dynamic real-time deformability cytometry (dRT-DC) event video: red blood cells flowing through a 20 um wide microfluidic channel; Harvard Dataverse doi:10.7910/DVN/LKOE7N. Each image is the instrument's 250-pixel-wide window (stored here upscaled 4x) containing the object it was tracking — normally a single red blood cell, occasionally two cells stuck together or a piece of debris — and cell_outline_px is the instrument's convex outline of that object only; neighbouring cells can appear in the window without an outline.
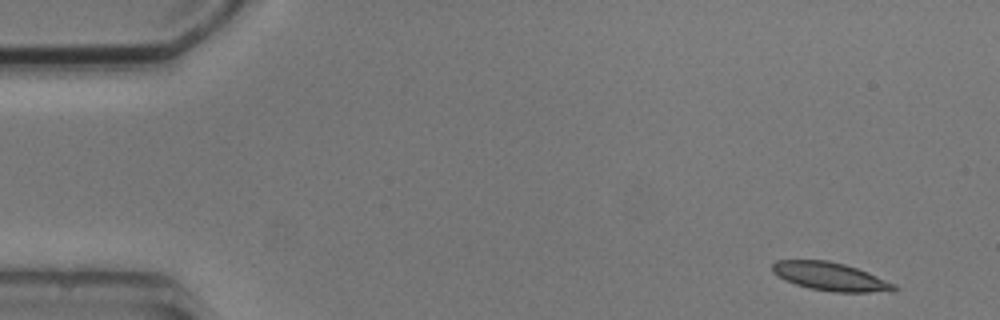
{"species": "common noctule bat (a hibernating species)", "species_latin": "Nyctalus noctula", "temperature_condition": "cold", "stored_images_in_passage": 6, "camera_frame_rate_fps": 3000, "um_per_image_px": 0.085, "animal": {"sex": "male", "body_mass_g": 20.5, "forearm_length_mm": 52.5}, "frame": {"image": 1, "passage_image": 1, "time_ms": 0.0, "image_size_px": [1000, 320], "cell_outline_px": [[900, 288], [892, 292], [832, 292], [808, 288], [784, 280], [772, 272], [772, 264], [776, 260], [828, 260], [844, 264], [856, 268], [896, 284]], "centroid_in_image_um": [70.59, 23.52], "position_along_channel_um": 14.4, "area_um2": 20.17}}
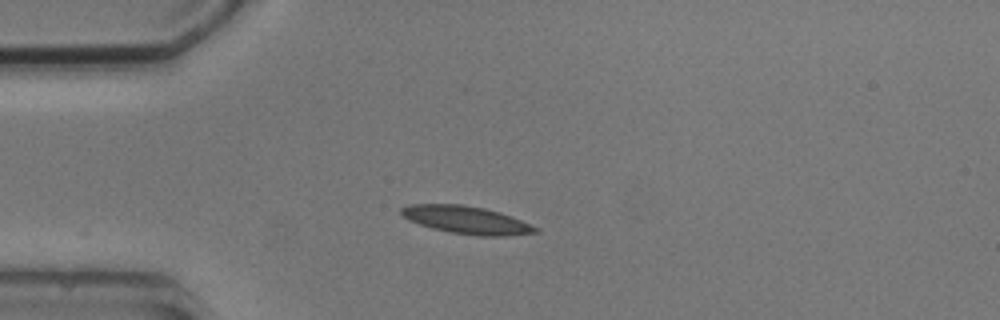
{"frame": {"image": 2, "passage_image": 4, "time_ms": 3.333, "image_size_px": [1000, 320], "cell_outline_px": [[540, 232], [508, 236], [480, 236], [448, 232], [432, 228], [408, 220], [400, 212], [400, 208], [408, 204], [464, 204], [484, 208], [500, 212], [540, 228]], "centroid_in_image_um": [39.66, 18.7], "position_along_channel_um": 45.3, "area_um2": 21.79}}
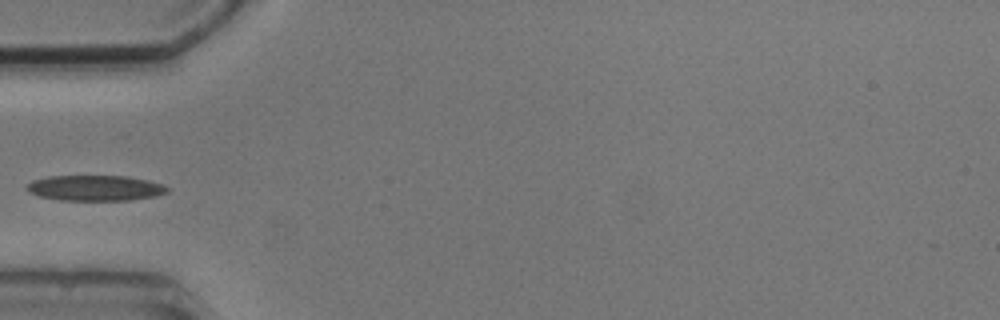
{"frame": {"image": 3, "passage_image": 5, "time_ms": 4.667, "image_size_px": [1000, 320], "cell_outline_px": [[168, 192], [156, 196], [128, 200], [60, 200], [40, 196], [28, 192], [28, 184], [32, 180], [48, 176], [128, 176], [148, 180], [160, 184], [168, 188]], "centroid_in_image_um": [8.09, 15.98], "position_along_channel_um": 76.9, "area_um2": 20.75}}